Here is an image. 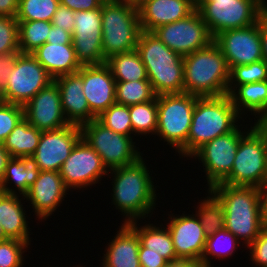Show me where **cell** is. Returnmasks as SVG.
<instances>
[{
  "mask_svg": "<svg viewBox=\"0 0 267 267\" xmlns=\"http://www.w3.org/2000/svg\"><path fill=\"white\" fill-rule=\"evenodd\" d=\"M146 161L148 160L142 156L131 165L109 170L106 176L111 175L108 177L110 179L112 177L110 199H112L113 207L121 212L123 223L145 220V218L146 220L152 219L153 211L156 210L158 204L156 202L159 199L157 191L159 190L158 186H155L157 185L156 179L152 176V173H155L150 170Z\"/></svg>",
  "mask_w": 267,
  "mask_h": 267,
  "instance_id": "6da1fadb",
  "label": "cell"
},
{
  "mask_svg": "<svg viewBox=\"0 0 267 267\" xmlns=\"http://www.w3.org/2000/svg\"><path fill=\"white\" fill-rule=\"evenodd\" d=\"M209 191L224 208L225 228L247 248L267 226L258 187L219 183Z\"/></svg>",
  "mask_w": 267,
  "mask_h": 267,
  "instance_id": "7a4b0ae2",
  "label": "cell"
},
{
  "mask_svg": "<svg viewBox=\"0 0 267 267\" xmlns=\"http://www.w3.org/2000/svg\"><path fill=\"white\" fill-rule=\"evenodd\" d=\"M136 51L156 95L184 92L183 56L169 49L152 32H141Z\"/></svg>",
  "mask_w": 267,
  "mask_h": 267,
  "instance_id": "3957f363",
  "label": "cell"
},
{
  "mask_svg": "<svg viewBox=\"0 0 267 267\" xmlns=\"http://www.w3.org/2000/svg\"><path fill=\"white\" fill-rule=\"evenodd\" d=\"M184 92L197 97L228 95L230 69L219 47H208L183 57Z\"/></svg>",
  "mask_w": 267,
  "mask_h": 267,
  "instance_id": "277c9868",
  "label": "cell"
},
{
  "mask_svg": "<svg viewBox=\"0 0 267 267\" xmlns=\"http://www.w3.org/2000/svg\"><path fill=\"white\" fill-rule=\"evenodd\" d=\"M242 121L229 95L198 97L187 137V160L204 144L230 133Z\"/></svg>",
  "mask_w": 267,
  "mask_h": 267,
  "instance_id": "5b68a950",
  "label": "cell"
},
{
  "mask_svg": "<svg viewBox=\"0 0 267 267\" xmlns=\"http://www.w3.org/2000/svg\"><path fill=\"white\" fill-rule=\"evenodd\" d=\"M101 17L102 51L106 60L115 54L136 50L142 29L135 2L105 0Z\"/></svg>",
  "mask_w": 267,
  "mask_h": 267,
  "instance_id": "8992f818",
  "label": "cell"
},
{
  "mask_svg": "<svg viewBox=\"0 0 267 267\" xmlns=\"http://www.w3.org/2000/svg\"><path fill=\"white\" fill-rule=\"evenodd\" d=\"M197 96L189 93L157 95V129L160 142H167L181 159H187V137Z\"/></svg>",
  "mask_w": 267,
  "mask_h": 267,
  "instance_id": "52a82bcc",
  "label": "cell"
},
{
  "mask_svg": "<svg viewBox=\"0 0 267 267\" xmlns=\"http://www.w3.org/2000/svg\"><path fill=\"white\" fill-rule=\"evenodd\" d=\"M81 138L92 147L108 170L131 165L139 160L144 152L133 136H125L106 128L97 119L80 126Z\"/></svg>",
  "mask_w": 267,
  "mask_h": 267,
  "instance_id": "ba28073f",
  "label": "cell"
},
{
  "mask_svg": "<svg viewBox=\"0 0 267 267\" xmlns=\"http://www.w3.org/2000/svg\"><path fill=\"white\" fill-rule=\"evenodd\" d=\"M253 123L243 120L233 131L204 144L190 157L189 160L194 159L202 163L207 190L222 183L230 175L240 139L255 125Z\"/></svg>",
  "mask_w": 267,
  "mask_h": 267,
  "instance_id": "9c48e42d",
  "label": "cell"
},
{
  "mask_svg": "<svg viewBox=\"0 0 267 267\" xmlns=\"http://www.w3.org/2000/svg\"><path fill=\"white\" fill-rule=\"evenodd\" d=\"M266 177L265 135L254 125L240 139L231 173L222 183L233 186L258 187Z\"/></svg>",
  "mask_w": 267,
  "mask_h": 267,
  "instance_id": "30bf717a",
  "label": "cell"
},
{
  "mask_svg": "<svg viewBox=\"0 0 267 267\" xmlns=\"http://www.w3.org/2000/svg\"><path fill=\"white\" fill-rule=\"evenodd\" d=\"M196 9L213 38L223 31L257 23L264 12L258 0H200Z\"/></svg>",
  "mask_w": 267,
  "mask_h": 267,
  "instance_id": "8fae6325",
  "label": "cell"
},
{
  "mask_svg": "<svg viewBox=\"0 0 267 267\" xmlns=\"http://www.w3.org/2000/svg\"><path fill=\"white\" fill-rule=\"evenodd\" d=\"M54 79L31 53H21L1 91L2 100L24 106Z\"/></svg>",
  "mask_w": 267,
  "mask_h": 267,
  "instance_id": "7c38bea8",
  "label": "cell"
},
{
  "mask_svg": "<svg viewBox=\"0 0 267 267\" xmlns=\"http://www.w3.org/2000/svg\"><path fill=\"white\" fill-rule=\"evenodd\" d=\"M59 172L70 192H83L86 188L95 187L97 183L101 184V178H106L109 170L97 152L81 138Z\"/></svg>",
  "mask_w": 267,
  "mask_h": 267,
  "instance_id": "4fadbf2b",
  "label": "cell"
},
{
  "mask_svg": "<svg viewBox=\"0 0 267 267\" xmlns=\"http://www.w3.org/2000/svg\"><path fill=\"white\" fill-rule=\"evenodd\" d=\"M152 33L183 57L208 47L214 40L197 9L182 20L157 27Z\"/></svg>",
  "mask_w": 267,
  "mask_h": 267,
  "instance_id": "5bb4252c",
  "label": "cell"
},
{
  "mask_svg": "<svg viewBox=\"0 0 267 267\" xmlns=\"http://www.w3.org/2000/svg\"><path fill=\"white\" fill-rule=\"evenodd\" d=\"M72 43L77 61L81 66L106 63L102 51L101 7L74 14Z\"/></svg>",
  "mask_w": 267,
  "mask_h": 267,
  "instance_id": "9a60e30c",
  "label": "cell"
},
{
  "mask_svg": "<svg viewBox=\"0 0 267 267\" xmlns=\"http://www.w3.org/2000/svg\"><path fill=\"white\" fill-rule=\"evenodd\" d=\"M213 42L219 47L231 70L263 60L260 18L257 23L240 29H229L217 34Z\"/></svg>",
  "mask_w": 267,
  "mask_h": 267,
  "instance_id": "2e32d148",
  "label": "cell"
},
{
  "mask_svg": "<svg viewBox=\"0 0 267 267\" xmlns=\"http://www.w3.org/2000/svg\"><path fill=\"white\" fill-rule=\"evenodd\" d=\"M81 139L80 126L69 124L56 130L42 131L32 156L40 171H60L71 150Z\"/></svg>",
  "mask_w": 267,
  "mask_h": 267,
  "instance_id": "e0dca14e",
  "label": "cell"
},
{
  "mask_svg": "<svg viewBox=\"0 0 267 267\" xmlns=\"http://www.w3.org/2000/svg\"><path fill=\"white\" fill-rule=\"evenodd\" d=\"M168 213V220L163 219V222L166 223L171 234L177 257L179 259H202L207 236L197 215L185 211H182L181 215L171 211Z\"/></svg>",
  "mask_w": 267,
  "mask_h": 267,
  "instance_id": "ac0fdd59",
  "label": "cell"
},
{
  "mask_svg": "<svg viewBox=\"0 0 267 267\" xmlns=\"http://www.w3.org/2000/svg\"><path fill=\"white\" fill-rule=\"evenodd\" d=\"M59 171H40L37 179L24 195L40 222L49 219L61 207L69 194ZM68 192V193H67Z\"/></svg>",
  "mask_w": 267,
  "mask_h": 267,
  "instance_id": "d6986e66",
  "label": "cell"
},
{
  "mask_svg": "<svg viewBox=\"0 0 267 267\" xmlns=\"http://www.w3.org/2000/svg\"><path fill=\"white\" fill-rule=\"evenodd\" d=\"M23 108L24 118L40 131L56 130L69 125L62 111L61 96L55 81L40 90Z\"/></svg>",
  "mask_w": 267,
  "mask_h": 267,
  "instance_id": "ffe728a7",
  "label": "cell"
},
{
  "mask_svg": "<svg viewBox=\"0 0 267 267\" xmlns=\"http://www.w3.org/2000/svg\"><path fill=\"white\" fill-rule=\"evenodd\" d=\"M78 73L82 76V89L90 111L96 117L116 103V81L106 63L82 66Z\"/></svg>",
  "mask_w": 267,
  "mask_h": 267,
  "instance_id": "44dd1931",
  "label": "cell"
},
{
  "mask_svg": "<svg viewBox=\"0 0 267 267\" xmlns=\"http://www.w3.org/2000/svg\"><path fill=\"white\" fill-rule=\"evenodd\" d=\"M136 4L141 29L148 32L188 17L197 7L194 0H139Z\"/></svg>",
  "mask_w": 267,
  "mask_h": 267,
  "instance_id": "7402d4cb",
  "label": "cell"
},
{
  "mask_svg": "<svg viewBox=\"0 0 267 267\" xmlns=\"http://www.w3.org/2000/svg\"><path fill=\"white\" fill-rule=\"evenodd\" d=\"M54 81L58 85L62 111L69 124L81 126L97 118L90 111L82 89V76L78 72L59 76Z\"/></svg>",
  "mask_w": 267,
  "mask_h": 267,
  "instance_id": "603a6c76",
  "label": "cell"
},
{
  "mask_svg": "<svg viewBox=\"0 0 267 267\" xmlns=\"http://www.w3.org/2000/svg\"><path fill=\"white\" fill-rule=\"evenodd\" d=\"M119 229V230H118ZM117 232L105 246L101 267H140L139 246L137 233L127 224L121 223Z\"/></svg>",
  "mask_w": 267,
  "mask_h": 267,
  "instance_id": "cb8c5ba5",
  "label": "cell"
},
{
  "mask_svg": "<svg viewBox=\"0 0 267 267\" xmlns=\"http://www.w3.org/2000/svg\"><path fill=\"white\" fill-rule=\"evenodd\" d=\"M25 202L24 195L0 192V224L6 238L24 241L31 246L30 222L27 220L28 211L24 207L30 206L23 205Z\"/></svg>",
  "mask_w": 267,
  "mask_h": 267,
  "instance_id": "d4e9b609",
  "label": "cell"
},
{
  "mask_svg": "<svg viewBox=\"0 0 267 267\" xmlns=\"http://www.w3.org/2000/svg\"><path fill=\"white\" fill-rule=\"evenodd\" d=\"M229 96L243 120L251 115L248 119L255 124L267 118V80L238 85Z\"/></svg>",
  "mask_w": 267,
  "mask_h": 267,
  "instance_id": "484cf974",
  "label": "cell"
},
{
  "mask_svg": "<svg viewBox=\"0 0 267 267\" xmlns=\"http://www.w3.org/2000/svg\"><path fill=\"white\" fill-rule=\"evenodd\" d=\"M53 78L74 74L82 67L73 44L44 43L31 53Z\"/></svg>",
  "mask_w": 267,
  "mask_h": 267,
  "instance_id": "4316f807",
  "label": "cell"
},
{
  "mask_svg": "<svg viewBox=\"0 0 267 267\" xmlns=\"http://www.w3.org/2000/svg\"><path fill=\"white\" fill-rule=\"evenodd\" d=\"M149 220L147 219L148 223L146 220H144V223L143 220H135L127 223L137 233L140 244L145 247V252L158 253L168 262L179 260L174 250L171 234L165 226V223L163 225L159 221L160 225L153 224Z\"/></svg>",
  "mask_w": 267,
  "mask_h": 267,
  "instance_id": "83f0119b",
  "label": "cell"
},
{
  "mask_svg": "<svg viewBox=\"0 0 267 267\" xmlns=\"http://www.w3.org/2000/svg\"><path fill=\"white\" fill-rule=\"evenodd\" d=\"M40 170L32 157H11L5 168L0 192L25 195L38 177Z\"/></svg>",
  "mask_w": 267,
  "mask_h": 267,
  "instance_id": "f1b7e54d",
  "label": "cell"
},
{
  "mask_svg": "<svg viewBox=\"0 0 267 267\" xmlns=\"http://www.w3.org/2000/svg\"><path fill=\"white\" fill-rule=\"evenodd\" d=\"M42 131L28 123L23 117L6 137L4 148L11 157H29L36 152Z\"/></svg>",
  "mask_w": 267,
  "mask_h": 267,
  "instance_id": "f546056e",
  "label": "cell"
},
{
  "mask_svg": "<svg viewBox=\"0 0 267 267\" xmlns=\"http://www.w3.org/2000/svg\"><path fill=\"white\" fill-rule=\"evenodd\" d=\"M115 81L148 80L146 68L136 50L128 53L115 54L107 59Z\"/></svg>",
  "mask_w": 267,
  "mask_h": 267,
  "instance_id": "4dcf8cb0",
  "label": "cell"
},
{
  "mask_svg": "<svg viewBox=\"0 0 267 267\" xmlns=\"http://www.w3.org/2000/svg\"><path fill=\"white\" fill-rule=\"evenodd\" d=\"M241 242L226 228L218 230L215 234L206 237V244L202 260L209 266L214 267L212 263L218 260H227L235 256ZM215 259L213 262L212 260Z\"/></svg>",
  "mask_w": 267,
  "mask_h": 267,
  "instance_id": "1f68e13d",
  "label": "cell"
},
{
  "mask_svg": "<svg viewBox=\"0 0 267 267\" xmlns=\"http://www.w3.org/2000/svg\"><path fill=\"white\" fill-rule=\"evenodd\" d=\"M206 191V197H201L194 213L199 218L205 235L209 236L225 228V213L219 200L209 190Z\"/></svg>",
  "mask_w": 267,
  "mask_h": 267,
  "instance_id": "d6a6232c",
  "label": "cell"
},
{
  "mask_svg": "<svg viewBox=\"0 0 267 267\" xmlns=\"http://www.w3.org/2000/svg\"><path fill=\"white\" fill-rule=\"evenodd\" d=\"M133 137H155L157 129V96L154 100L129 106ZM142 135V136H140Z\"/></svg>",
  "mask_w": 267,
  "mask_h": 267,
  "instance_id": "836d02e7",
  "label": "cell"
},
{
  "mask_svg": "<svg viewBox=\"0 0 267 267\" xmlns=\"http://www.w3.org/2000/svg\"><path fill=\"white\" fill-rule=\"evenodd\" d=\"M52 23L43 20L18 21L19 51L32 53L47 41Z\"/></svg>",
  "mask_w": 267,
  "mask_h": 267,
  "instance_id": "e575fe53",
  "label": "cell"
},
{
  "mask_svg": "<svg viewBox=\"0 0 267 267\" xmlns=\"http://www.w3.org/2000/svg\"><path fill=\"white\" fill-rule=\"evenodd\" d=\"M116 103L132 106L152 101L156 94L149 80L116 81Z\"/></svg>",
  "mask_w": 267,
  "mask_h": 267,
  "instance_id": "d590c367",
  "label": "cell"
},
{
  "mask_svg": "<svg viewBox=\"0 0 267 267\" xmlns=\"http://www.w3.org/2000/svg\"><path fill=\"white\" fill-rule=\"evenodd\" d=\"M59 5V0H19L15 18L17 21L51 22Z\"/></svg>",
  "mask_w": 267,
  "mask_h": 267,
  "instance_id": "8d00e7d4",
  "label": "cell"
},
{
  "mask_svg": "<svg viewBox=\"0 0 267 267\" xmlns=\"http://www.w3.org/2000/svg\"><path fill=\"white\" fill-rule=\"evenodd\" d=\"M106 128L125 136H133L129 106L114 103L96 118Z\"/></svg>",
  "mask_w": 267,
  "mask_h": 267,
  "instance_id": "74e56055",
  "label": "cell"
},
{
  "mask_svg": "<svg viewBox=\"0 0 267 267\" xmlns=\"http://www.w3.org/2000/svg\"><path fill=\"white\" fill-rule=\"evenodd\" d=\"M267 80V63L264 60L246 65H238L230 70L228 95L241 84Z\"/></svg>",
  "mask_w": 267,
  "mask_h": 267,
  "instance_id": "f35d334b",
  "label": "cell"
},
{
  "mask_svg": "<svg viewBox=\"0 0 267 267\" xmlns=\"http://www.w3.org/2000/svg\"><path fill=\"white\" fill-rule=\"evenodd\" d=\"M30 245L16 239L0 241V267H23Z\"/></svg>",
  "mask_w": 267,
  "mask_h": 267,
  "instance_id": "ab89813d",
  "label": "cell"
},
{
  "mask_svg": "<svg viewBox=\"0 0 267 267\" xmlns=\"http://www.w3.org/2000/svg\"><path fill=\"white\" fill-rule=\"evenodd\" d=\"M19 51L18 21L15 17L0 16V54Z\"/></svg>",
  "mask_w": 267,
  "mask_h": 267,
  "instance_id": "60d3db41",
  "label": "cell"
},
{
  "mask_svg": "<svg viewBox=\"0 0 267 267\" xmlns=\"http://www.w3.org/2000/svg\"><path fill=\"white\" fill-rule=\"evenodd\" d=\"M23 117V106L6 102L0 103V143L4 142Z\"/></svg>",
  "mask_w": 267,
  "mask_h": 267,
  "instance_id": "b9f144b4",
  "label": "cell"
},
{
  "mask_svg": "<svg viewBox=\"0 0 267 267\" xmlns=\"http://www.w3.org/2000/svg\"><path fill=\"white\" fill-rule=\"evenodd\" d=\"M246 249L249 252L252 267L267 266V226Z\"/></svg>",
  "mask_w": 267,
  "mask_h": 267,
  "instance_id": "7bdbcfd3",
  "label": "cell"
},
{
  "mask_svg": "<svg viewBox=\"0 0 267 267\" xmlns=\"http://www.w3.org/2000/svg\"><path fill=\"white\" fill-rule=\"evenodd\" d=\"M20 54V51H11L5 54H0V92L5 88L7 79L9 78L17 57Z\"/></svg>",
  "mask_w": 267,
  "mask_h": 267,
  "instance_id": "ee69618b",
  "label": "cell"
},
{
  "mask_svg": "<svg viewBox=\"0 0 267 267\" xmlns=\"http://www.w3.org/2000/svg\"><path fill=\"white\" fill-rule=\"evenodd\" d=\"M74 14L75 11L60 4L59 7L57 8V11L53 15L51 23L54 26L60 27L64 30L73 33L74 22H75Z\"/></svg>",
  "mask_w": 267,
  "mask_h": 267,
  "instance_id": "f6af8a7d",
  "label": "cell"
},
{
  "mask_svg": "<svg viewBox=\"0 0 267 267\" xmlns=\"http://www.w3.org/2000/svg\"><path fill=\"white\" fill-rule=\"evenodd\" d=\"M139 263L140 267H167L168 261L158 253L145 252V247L139 246Z\"/></svg>",
  "mask_w": 267,
  "mask_h": 267,
  "instance_id": "bcb514c9",
  "label": "cell"
},
{
  "mask_svg": "<svg viewBox=\"0 0 267 267\" xmlns=\"http://www.w3.org/2000/svg\"><path fill=\"white\" fill-rule=\"evenodd\" d=\"M65 6L75 12L97 9L102 6L105 0H59Z\"/></svg>",
  "mask_w": 267,
  "mask_h": 267,
  "instance_id": "7dc6e473",
  "label": "cell"
},
{
  "mask_svg": "<svg viewBox=\"0 0 267 267\" xmlns=\"http://www.w3.org/2000/svg\"><path fill=\"white\" fill-rule=\"evenodd\" d=\"M47 41L50 44H73L72 43V33L64 30L60 27L52 25L48 32Z\"/></svg>",
  "mask_w": 267,
  "mask_h": 267,
  "instance_id": "c3c4849f",
  "label": "cell"
},
{
  "mask_svg": "<svg viewBox=\"0 0 267 267\" xmlns=\"http://www.w3.org/2000/svg\"><path fill=\"white\" fill-rule=\"evenodd\" d=\"M19 0H0V16L16 17Z\"/></svg>",
  "mask_w": 267,
  "mask_h": 267,
  "instance_id": "681fc988",
  "label": "cell"
},
{
  "mask_svg": "<svg viewBox=\"0 0 267 267\" xmlns=\"http://www.w3.org/2000/svg\"><path fill=\"white\" fill-rule=\"evenodd\" d=\"M260 33L263 60L267 63V11H264L260 16Z\"/></svg>",
  "mask_w": 267,
  "mask_h": 267,
  "instance_id": "f907efd6",
  "label": "cell"
},
{
  "mask_svg": "<svg viewBox=\"0 0 267 267\" xmlns=\"http://www.w3.org/2000/svg\"><path fill=\"white\" fill-rule=\"evenodd\" d=\"M167 267H209L202 259H179L168 262Z\"/></svg>",
  "mask_w": 267,
  "mask_h": 267,
  "instance_id": "816d5d0a",
  "label": "cell"
},
{
  "mask_svg": "<svg viewBox=\"0 0 267 267\" xmlns=\"http://www.w3.org/2000/svg\"><path fill=\"white\" fill-rule=\"evenodd\" d=\"M261 210L267 221V177L258 186Z\"/></svg>",
  "mask_w": 267,
  "mask_h": 267,
  "instance_id": "f5cc1de1",
  "label": "cell"
},
{
  "mask_svg": "<svg viewBox=\"0 0 267 267\" xmlns=\"http://www.w3.org/2000/svg\"><path fill=\"white\" fill-rule=\"evenodd\" d=\"M11 158L10 154L4 148L3 143H0V185L2 183L5 168L7 166L8 160Z\"/></svg>",
  "mask_w": 267,
  "mask_h": 267,
  "instance_id": "db71d44e",
  "label": "cell"
},
{
  "mask_svg": "<svg viewBox=\"0 0 267 267\" xmlns=\"http://www.w3.org/2000/svg\"><path fill=\"white\" fill-rule=\"evenodd\" d=\"M255 126L265 135L267 146V122L265 120L255 123Z\"/></svg>",
  "mask_w": 267,
  "mask_h": 267,
  "instance_id": "11a10c76",
  "label": "cell"
},
{
  "mask_svg": "<svg viewBox=\"0 0 267 267\" xmlns=\"http://www.w3.org/2000/svg\"><path fill=\"white\" fill-rule=\"evenodd\" d=\"M258 1H259L260 5H261L262 9L264 11H267V0H258Z\"/></svg>",
  "mask_w": 267,
  "mask_h": 267,
  "instance_id": "9f6ffc18",
  "label": "cell"
},
{
  "mask_svg": "<svg viewBox=\"0 0 267 267\" xmlns=\"http://www.w3.org/2000/svg\"><path fill=\"white\" fill-rule=\"evenodd\" d=\"M5 239H7V238H6L5 234H4L2 225L0 224V241H3Z\"/></svg>",
  "mask_w": 267,
  "mask_h": 267,
  "instance_id": "6f0895ef",
  "label": "cell"
},
{
  "mask_svg": "<svg viewBox=\"0 0 267 267\" xmlns=\"http://www.w3.org/2000/svg\"><path fill=\"white\" fill-rule=\"evenodd\" d=\"M125 1H132V2L137 3L139 0H125Z\"/></svg>",
  "mask_w": 267,
  "mask_h": 267,
  "instance_id": "680465c9",
  "label": "cell"
},
{
  "mask_svg": "<svg viewBox=\"0 0 267 267\" xmlns=\"http://www.w3.org/2000/svg\"><path fill=\"white\" fill-rule=\"evenodd\" d=\"M77 267H85L86 265H81V264H79V265H76ZM101 267V266H100Z\"/></svg>",
  "mask_w": 267,
  "mask_h": 267,
  "instance_id": "91938a15",
  "label": "cell"
},
{
  "mask_svg": "<svg viewBox=\"0 0 267 267\" xmlns=\"http://www.w3.org/2000/svg\"><path fill=\"white\" fill-rule=\"evenodd\" d=\"M3 102L2 100V95H1V92H0V103Z\"/></svg>",
  "mask_w": 267,
  "mask_h": 267,
  "instance_id": "94428289",
  "label": "cell"
}]
</instances>
